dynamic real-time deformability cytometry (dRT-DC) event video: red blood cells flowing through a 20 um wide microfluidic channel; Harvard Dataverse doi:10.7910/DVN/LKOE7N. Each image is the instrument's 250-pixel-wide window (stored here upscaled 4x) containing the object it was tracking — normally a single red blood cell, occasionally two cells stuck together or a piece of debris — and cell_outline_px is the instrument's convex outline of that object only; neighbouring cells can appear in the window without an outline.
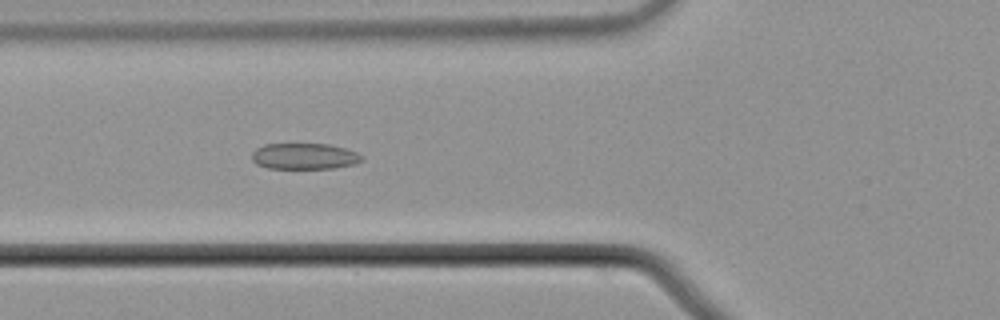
{"species": "common noctule bat (a hibernating species)", "species_latin": "Nyctalus noctula", "temperature_condition": "cold", "stored_images_in_passage": 56, "camera_frame_rate_fps": 3000, "um_per_image_px": 0.085, "animal": {"sex": "male", "body_mass_g": 21.5, "forearm_length_mm": 52.0}, "frame": {"image": 1, "passage_image": 21, "time_ms": 6.667, "image_size_px": [1000, 320], "cell_outline_px": [[364, 160], [356, 164], [336, 168], [268, 168], [256, 164], [252, 160], [252, 152], [256, 148], [264, 144], [328, 144], [344, 148], [356, 152], [364, 156]], "centroid_in_image_um": [25.89, 13.28], "position_along_channel_um": 99.9, "area_um2": 16.82}}
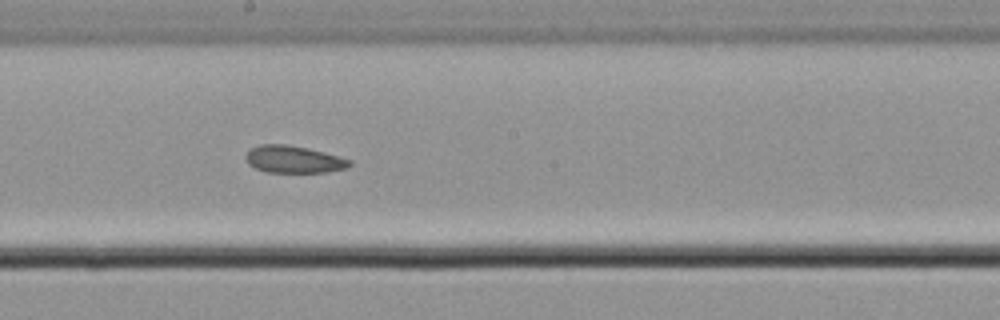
{"frame": {"image": 2, "passage_image": 31, "time_ms": 10.0, "image_size_px": [1000, 320], "cell_outline_px": [[352, 164], [348, 168], [328, 172], [264, 172], [248, 164], [244, 156], [248, 148], [260, 144], [288, 144], [308, 148], [324, 152], [352, 160]], "centroid_in_image_um": [24.94, 13.54], "position_along_channel_um": 223.3, "area_um2": 16.76}}
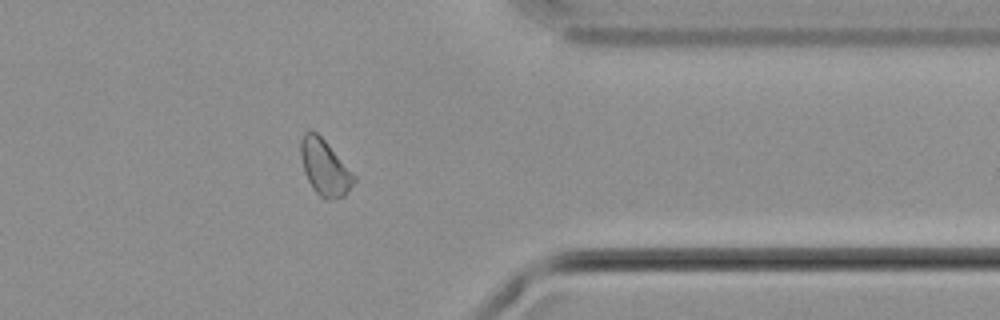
{"frame": {"image": 3, "passage_image": 45, "time_ms": 14.667, "image_size_px": [1000, 320], "cell_outline_px": [[356, 180], [344, 196], [332, 200], [320, 196], [312, 188], [304, 172], [300, 156], [300, 140], [304, 132], [316, 132], [328, 144], [356, 176]], "centroid_in_image_um": [27.59, 14.24], "position_along_channel_um": 383.8, "area_um2": 17.17}, "authors_computed_cell_mechanics": {"area_um2": 17.6579, "velocity_mm_per_s": 3.6955, "shape_relaxation_time_tau1_ms": null, "shape_relaxation_time_tau2_ms": 4.2839, "deformation_change_tau1": null, "deformation_change_tau2": 0.0969}}